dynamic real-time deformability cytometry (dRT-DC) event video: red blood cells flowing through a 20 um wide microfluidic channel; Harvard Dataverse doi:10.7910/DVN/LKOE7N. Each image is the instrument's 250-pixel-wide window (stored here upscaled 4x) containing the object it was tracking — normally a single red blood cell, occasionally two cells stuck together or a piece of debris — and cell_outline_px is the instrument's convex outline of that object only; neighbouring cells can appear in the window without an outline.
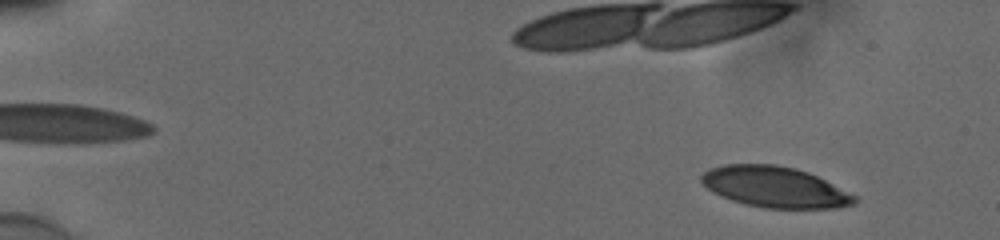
{"species": "human", "species_latin": "Homo sapiens", "temperature_condition": "cold", "stored_images_in_passage": 55, "camera_frame_rate_fps": 3000, "um_per_image_px": 0.085, "donor": {"sex": "male"}, "frame": {"image": 1, "passage_image": 6, "time_ms": 1.667, "image_size_px": [1000, 240], "cell_outline_px": [[856, 204], [836, 208], [764, 208], [744, 204], [720, 196], [712, 192], [700, 180], [700, 176], [708, 168], [724, 164], [776, 164], [796, 168], [808, 172], [856, 196]], "centroid_in_image_um": [65.82, 15.89], "position_along_channel_um": 19.2, "area_um2": 36.47}}
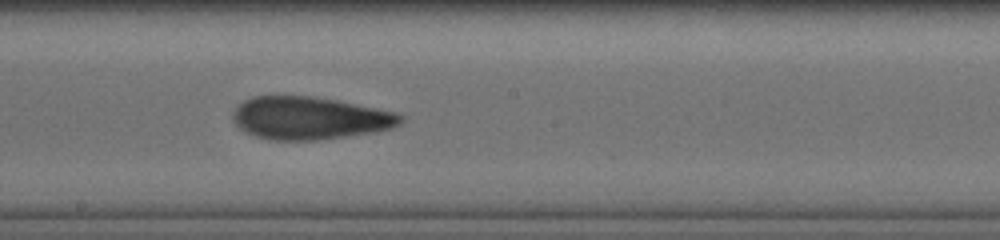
{"frame": {"image": 2, "passage_image": 33, "time_ms": 10.667, "image_size_px": [1000, 240], "cell_outline_px": [[404, 120], [400, 124], [392, 128], [376, 132], [316, 140], [272, 140], [256, 136], [244, 132], [232, 120], [232, 112], [244, 100], [252, 96], [312, 96], [336, 100], [396, 112], [404, 116]], "centroid_in_image_um": [26.32, 10.04], "position_along_channel_um": 221.9, "area_um2": 41.79}}
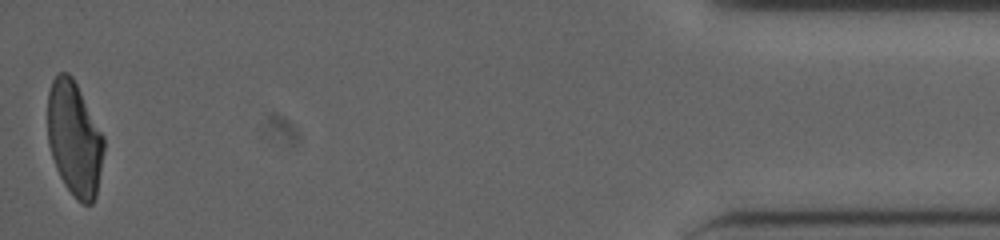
{"frame": {"image": 3, "passage_image": 55, "time_ms": 18.0, "image_size_px": [1000, 240], "cell_outline_px": [[104, 152], [96, 196], [92, 204], [84, 204], [76, 200], [64, 184], [56, 168], [48, 144], [48, 92], [52, 80], [60, 72], [68, 72], [72, 76], [104, 136]], "centroid_in_image_um": [6.32, 11.81], "position_along_channel_um": 428.9, "area_um2": 37.45}, "authors_computed_cell_mechanics": {"area_um2": 40.6912, "velocity_mm_per_s": 3.8618, "shape_relaxation_time_tau1_ms": 7.3347, "shape_relaxation_time_tau2_ms": 2.1211, "deformation_change_tau1": 0.2098, "deformation_change_tau2": 0.1045}}